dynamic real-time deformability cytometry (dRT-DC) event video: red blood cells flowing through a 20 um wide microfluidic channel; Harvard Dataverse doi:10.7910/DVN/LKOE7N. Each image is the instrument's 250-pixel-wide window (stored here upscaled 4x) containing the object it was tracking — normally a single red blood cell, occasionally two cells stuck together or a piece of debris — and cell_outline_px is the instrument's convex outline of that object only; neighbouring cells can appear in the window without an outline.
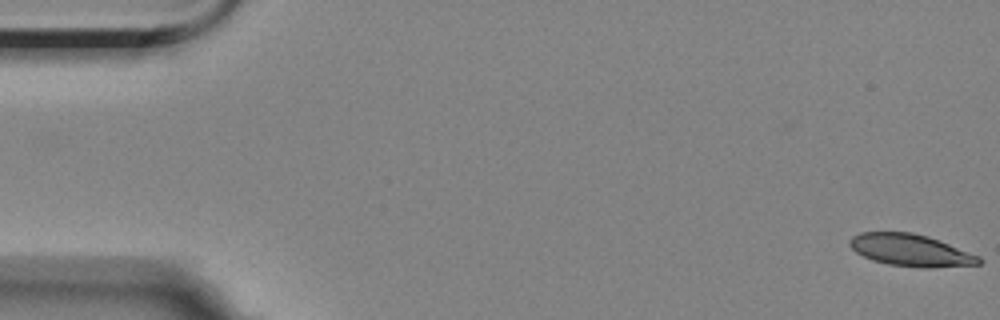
{"species": "Egyptian fruit bat (a non-hibernating species)", "species_latin": "Rousettus aegyptiacus", "temperature_condition": "room temperature", "stored_images_in_passage": 13, "camera_frame_rate_fps": 3000, "um_per_image_px": 0.085, "animal": {"sex": "female"}, "frame": {"image": 1, "passage_image": 1, "time_ms": 0.0, "image_size_px": [1000, 320], "cell_outline_px": [[984, 260], [980, 264], [928, 268], [888, 264], [872, 260], [856, 252], [848, 244], [848, 240], [852, 236], [860, 232], [912, 232], [928, 236], [980, 256]], "centroid_in_image_um": [77.4, 21.26], "position_along_channel_um": 7.6, "area_um2": 24.1}}